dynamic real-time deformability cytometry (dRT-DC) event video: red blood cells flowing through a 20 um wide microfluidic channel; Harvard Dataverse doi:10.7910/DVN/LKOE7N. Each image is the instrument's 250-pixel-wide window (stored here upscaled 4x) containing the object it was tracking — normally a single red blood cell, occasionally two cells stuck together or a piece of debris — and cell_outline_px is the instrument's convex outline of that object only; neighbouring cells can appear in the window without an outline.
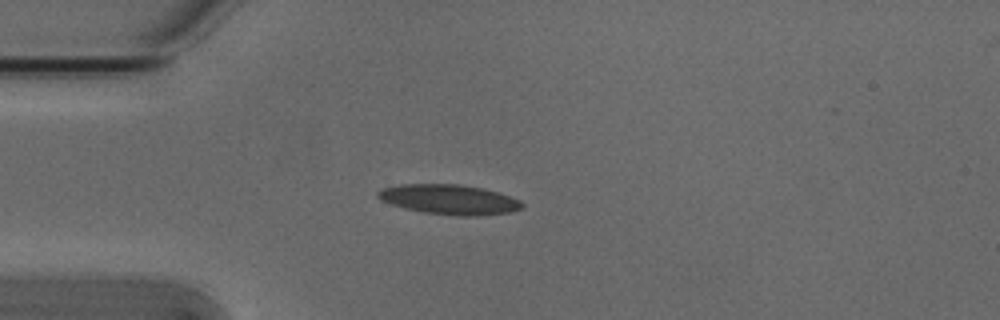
{"species": "Egyptian fruit bat (a non-hibernating species)", "species_latin": "Rousettus aegyptiacus", "temperature_condition": "cold", "stored_images_in_passage": 4, "camera_frame_rate_fps": 3000, "um_per_image_px": 0.085, "animal": {"sex": "male"}, "frame": {"image": 1, "passage_image": 4, "time_ms": 1.0, "image_size_px": [1000, 320], "cell_outline_px": [[524, 208], [512, 212], [480, 216], [460, 216], [424, 212], [404, 208], [380, 200], [376, 196], [376, 192], [384, 188], [400, 184], [460, 184], [480, 188], [496, 192], [520, 200], [524, 204]], "centroid_in_image_um": [38.2, 16.96], "position_along_channel_um": 46.8, "area_um2": 25.09}}